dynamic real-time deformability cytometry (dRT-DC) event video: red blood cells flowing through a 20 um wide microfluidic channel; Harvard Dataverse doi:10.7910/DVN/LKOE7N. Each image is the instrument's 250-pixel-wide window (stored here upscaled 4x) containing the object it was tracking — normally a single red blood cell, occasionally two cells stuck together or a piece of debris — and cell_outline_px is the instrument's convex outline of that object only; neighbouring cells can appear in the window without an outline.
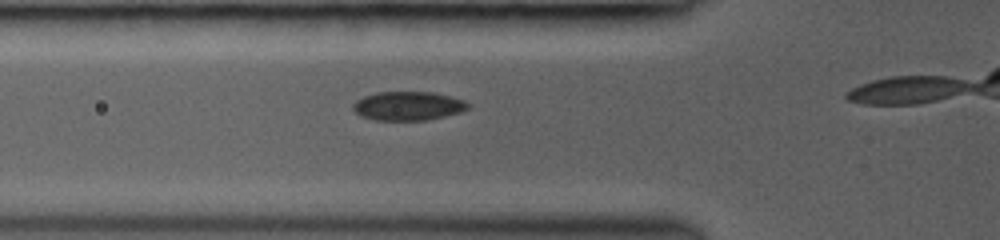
{"species": "common noctule bat (a hibernating species)", "species_latin": "Nyctalus noctula", "temperature_condition": "room temperature", "stored_images_in_passage": 4, "camera_frame_rate_fps": 3000, "um_per_image_px": 0.085, "animal": {"sex": "female", "body_mass_g": 19.0, "forearm_length_mm": 53.3}, "frame": {"image": 1, "passage_image": 2, "time_ms": 0.667, "image_size_px": [1000, 240], "cell_outline_px": [[472, 104], [468, 108], [460, 112], [444, 116], [424, 120], [376, 120], [360, 116], [352, 108], [352, 104], [356, 100], [364, 96], [376, 92], [432, 92], [464, 100]], "centroid_in_image_um": [34.67, 9.0], "position_along_channel_um": 91.1, "area_um2": 19.31}}